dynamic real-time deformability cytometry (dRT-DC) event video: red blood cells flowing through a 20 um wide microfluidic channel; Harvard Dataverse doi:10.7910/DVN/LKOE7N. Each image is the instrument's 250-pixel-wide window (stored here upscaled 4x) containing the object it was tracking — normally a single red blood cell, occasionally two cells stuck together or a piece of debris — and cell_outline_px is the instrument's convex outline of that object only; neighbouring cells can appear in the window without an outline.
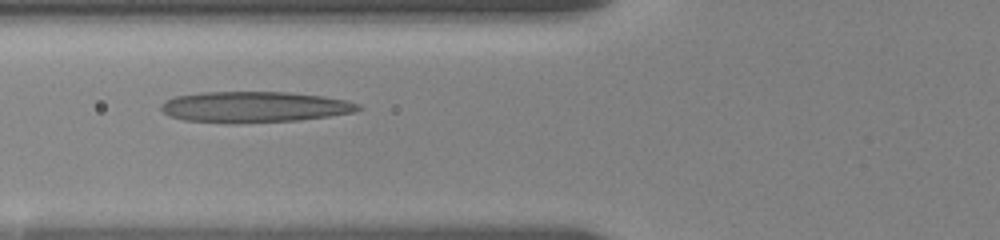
{"species": "human", "species_latin": "Homo sapiens", "temperature_condition": "room temperature", "stored_images_in_passage": 18, "camera_frame_rate_fps": 3000, "um_per_image_px": 0.085, "donor": {"sex": "female"}, "frame": {"image": 1, "passage_image": 4, "time_ms": 3.333, "image_size_px": [1000, 240], "cell_outline_px": [[364, 108], [352, 112], [328, 116], [300, 120], [232, 124], [228, 124], [184, 120], [168, 116], [160, 108], [160, 104], [164, 100], [176, 96], [200, 92], [288, 92], [324, 96], [348, 100], [360, 104]], "centroid_in_image_um": [21.6, 9.1], "position_along_channel_um": 104.2, "area_um2": 36.01}}
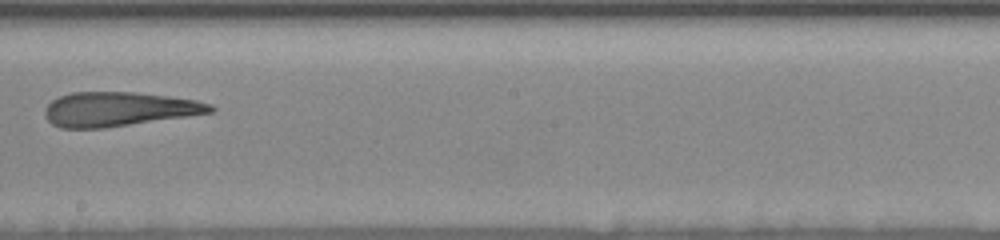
{"frame": {"image": 2, "passage_image": 7, "time_ms": 7.0, "image_size_px": [1000, 240], "cell_outline_px": [[216, 112], [104, 128], [60, 128], [52, 124], [44, 116], [44, 112], [48, 104], [52, 100], [60, 96], [72, 92], [136, 92], [168, 96], [196, 100], [212, 104], [216, 108]], "centroid_in_image_um": [10.11, 9.28], "position_along_channel_um": 238.1, "area_um2": 33.18}}
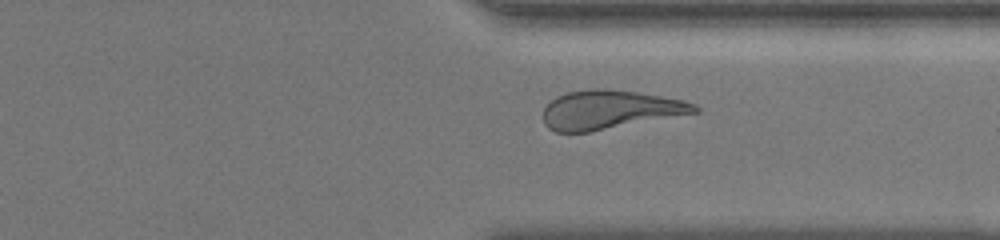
{"frame": {"image": 3, "passage_image": 13, "time_ms": 10.333, "image_size_px": [1000, 240], "cell_outline_px": [[700, 112], [588, 132], [556, 132], [548, 128], [544, 124], [544, 108], [556, 96], [568, 92], [592, 88], [604, 88], [636, 92], [684, 100], [696, 104], [700, 108]], "centroid_in_image_um": [51.84, 9.32], "position_along_channel_um": 359.6, "area_um2": 34.16}}